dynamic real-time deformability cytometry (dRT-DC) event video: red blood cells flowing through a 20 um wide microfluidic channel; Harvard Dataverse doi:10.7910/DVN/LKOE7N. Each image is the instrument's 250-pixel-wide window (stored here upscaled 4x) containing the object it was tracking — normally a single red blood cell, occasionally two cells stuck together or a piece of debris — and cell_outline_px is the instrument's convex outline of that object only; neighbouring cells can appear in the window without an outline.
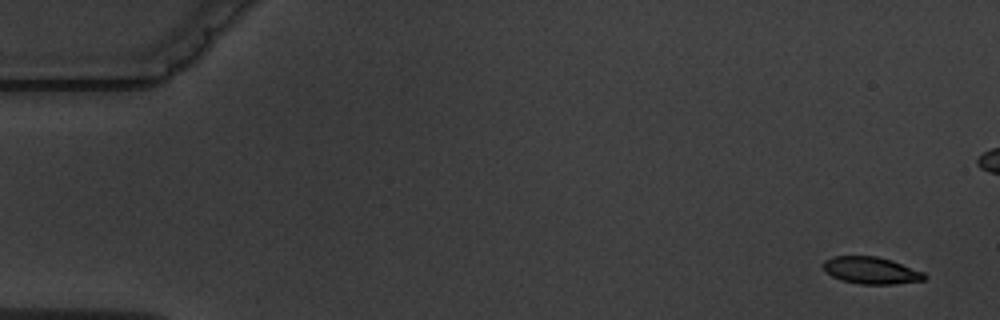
{"species": "common noctule bat (a hibernating species)", "species_latin": "Nyctalus noctula", "temperature_condition": "warm", "stored_images_in_passage": 5, "camera_frame_rate_fps": 3000, "um_per_image_px": 0.085, "animal": {"sex": "male", "body_mass_g": 19.5, "forearm_length_mm": 54.6}, "frame": {"image": 1, "passage_image": 1, "time_ms": 0.0, "image_size_px": [1000, 320], "cell_outline_px": [[928, 276], [924, 280], [896, 284], [860, 284], [840, 280], [832, 276], [824, 268], [824, 260], [832, 256], [876, 256], [892, 260], [924, 272]], "centroid_in_image_um": [74.07, 22.98], "position_along_channel_um": 10.9, "area_um2": 15.95}}